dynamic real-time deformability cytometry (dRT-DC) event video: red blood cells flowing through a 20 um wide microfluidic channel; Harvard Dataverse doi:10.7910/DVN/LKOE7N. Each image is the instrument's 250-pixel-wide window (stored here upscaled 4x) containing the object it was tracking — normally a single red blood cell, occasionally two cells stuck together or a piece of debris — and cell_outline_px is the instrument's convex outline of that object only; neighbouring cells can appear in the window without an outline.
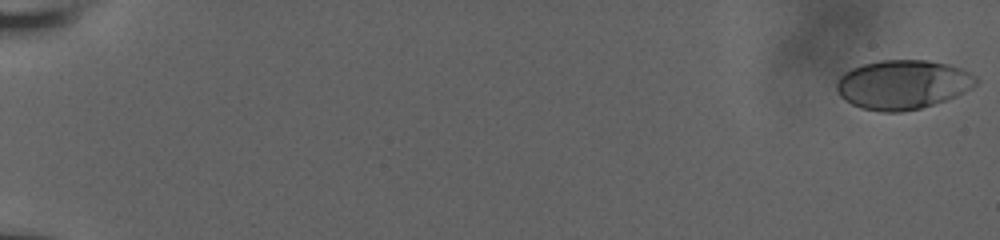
{"species": "human", "species_latin": "Homo sapiens", "temperature_condition": "room temperature", "stored_images_in_passage": 58, "camera_frame_rate_fps": 3000, "um_per_image_px": 0.085, "donor": {"sex": "male"}, "frame": {"image": 1, "passage_image": 1, "time_ms": 0.0, "image_size_px": [1000, 240], "cell_outline_px": [[980, 80], [972, 88], [956, 96], [920, 108], [900, 112], [880, 112], [860, 108], [844, 100], [840, 96], [836, 88], [836, 84], [840, 76], [844, 72], [852, 68], [864, 64], [880, 60], [928, 60], [948, 64], [960, 68], [976, 76]], "centroid_in_image_um": [76.72, 7.19], "position_along_channel_um": 8.3, "area_um2": 40.06}}
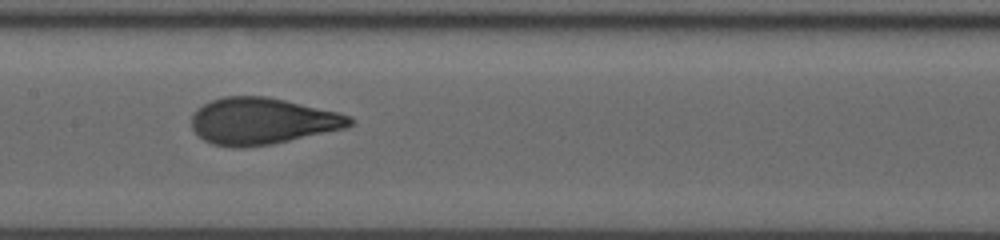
{"frame": {"image": 2, "passage_image": 32, "time_ms": 10.333, "image_size_px": [1000, 240], "cell_outline_px": [[356, 120], [348, 128], [272, 144], [244, 148], [232, 148], [212, 144], [204, 140], [192, 128], [192, 116], [196, 108], [212, 100], [224, 96], [268, 96], [340, 112], [352, 116]], "centroid_in_image_um": [22.33, 10.3], "position_along_channel_um": 185.1, "area_um2": 43.47}}
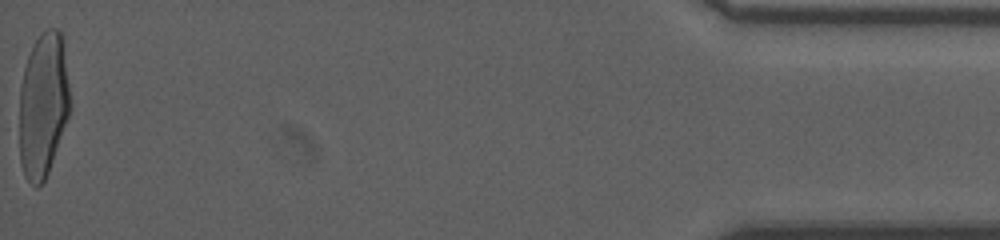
{"frame": {"image": 3, "passage_image": 58, "time_ms": 19.0, "image_size_px": [1000, 240], "cell_outline_px": [[72, 104], [68, 116], [48, 172], [44, 180], [36, 188], [24, 176], [20, 164], [20, 88], [24, 68], [32, 44], [48, 28], [56, 28], [60, 32]], "centroid_in_image_um": [3.66, 8.95], "position_along_channel_um": 431.5, "area_um2": 42.37}, "authors_computed_cell_mechanics": {"area_um2": 42.0784, "velocity_mm_per_s": 3.8424, "shape_relaxation_time_tau1_ms": 4.3399, "shape_relaxation_time_tau2_ms": null, "deformation_change_tau1": 0.2048, "deformation_change_tau2": null}}